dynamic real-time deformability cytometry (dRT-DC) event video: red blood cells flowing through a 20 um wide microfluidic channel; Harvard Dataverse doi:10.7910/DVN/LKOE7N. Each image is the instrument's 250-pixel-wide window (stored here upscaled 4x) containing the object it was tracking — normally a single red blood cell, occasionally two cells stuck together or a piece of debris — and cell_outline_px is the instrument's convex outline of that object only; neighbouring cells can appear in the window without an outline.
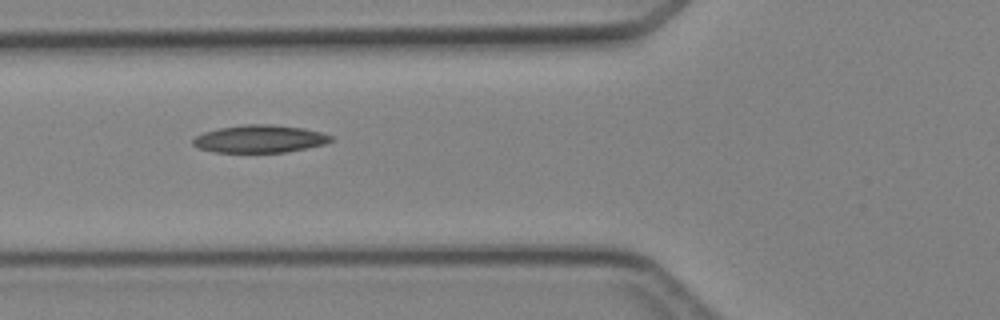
{"species": "Egyptian fruit bat (a non-hibernating species)", "species_latin": "Rousettus aegyptiacus", "temperature_condition": "cold", "stored_images_in_passage": 3, "camera_frame_rate_fps": 3000, "um_per_image_px": 0.085, "animal": {"sex": "female"}, "frame": {"image": 1, "passage_image": 2, "time_ms": 1.333, "image_size_px": [1000, 320], "cell_outline_px": [[332, 140], [324, 144], [288, 152], [212, 152], [200, 148], [192, 144], [192, 140], [196, 136], [204, 132], [220, 128], [244, 124], [272, 124], [304, 128], [320, 132], [332, 136]], "centroid_in_image_um": [22.07, 11.8], "position_along_channel_um": 103.7, "area_um2": 22.14}}
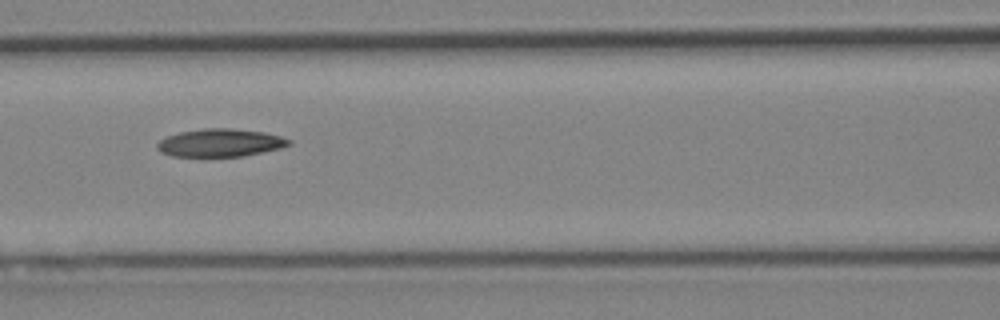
{"frame": {"image": 2, "passage_image": 3, "time_ms": 2.333, "image_size_px": [1000, 320], "cell_outline_px": [[292, 144], [280, 148], [244, 156], [172, 156], [160, 152], [156, 148], [156, 144], [160, 140], [168, 136], [180, 132], [204, 128], [228, 128], [264, 132], [280, 136], [292, 140]], "centroid_in_image_um": [18.72, 12.13], "position_along_channel_um": 147.9, "area_um2": 21.33}}